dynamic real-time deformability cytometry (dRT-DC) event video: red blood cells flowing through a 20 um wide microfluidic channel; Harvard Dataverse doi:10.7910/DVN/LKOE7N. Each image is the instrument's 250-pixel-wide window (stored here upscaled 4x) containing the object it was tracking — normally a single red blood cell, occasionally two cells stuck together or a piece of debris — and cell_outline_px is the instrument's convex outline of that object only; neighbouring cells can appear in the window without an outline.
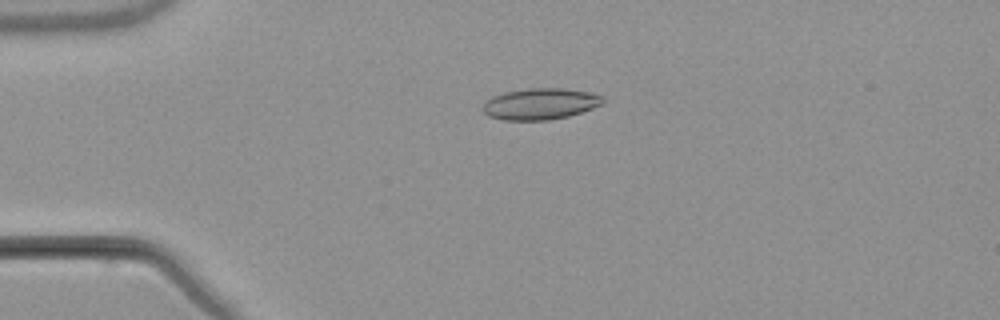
{"species": "common noctule bat (a hibernating species)", "species_latin": "Nyctalus noctula", "temperature_condition": "warm", "stored_images_in_passage": 2, "camera_frame_rate_fps": 3000, "um_per_image_px": 0.085, "animal": {"sex": "male", "body_mass_g": 21.5, "forearm_length_mm": 52.0}, "frame": {"image": 1, "passage_image": 1, "time_ms": 0.0, "image_size_px": [1000, 320], "cell_outline_px": [[604, 104], [568, 116], [548, 120], [504, 120], [488, 116], [480, 108], [484, 100], [492, 96], [504, 92], [528, 88], [560, 88], [588, 92], [600, 96], [604, 100]], "centroid_in_image_um": [45.85, 8.83], "position_along_channel_um": 39.2, "area_um2": 21.96}}